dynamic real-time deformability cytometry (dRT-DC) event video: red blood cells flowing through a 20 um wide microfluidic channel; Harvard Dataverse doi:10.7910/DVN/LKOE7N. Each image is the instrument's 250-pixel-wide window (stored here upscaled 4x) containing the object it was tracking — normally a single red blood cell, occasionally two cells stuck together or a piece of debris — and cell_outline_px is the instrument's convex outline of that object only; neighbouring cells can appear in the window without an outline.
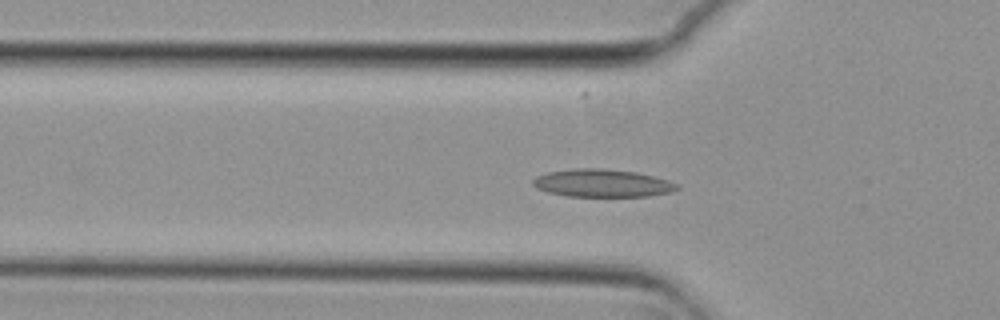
{"species": "common noctule bat (a hibernating species)", "species_latin": "Nyctalus noctula", "temperature_condition": "cold", "stored_images_in_passage": 51, "camera_frame_rate_fps": 3000, "um_per_image_px": 0.085, "animal": {"sex": "female", "body_mass_g": 29.2, "forearm_length_mm": 56.3}, "frame": {"image": 1, "passage_image": 13, "time_ms": 4.0, "image_size_px": [1000, 320], "cell_outline_px": [[680, 188], [672, 192], [648, 196], [568, 196], [548, 192], [536, 188], [532, 184], [532, 180], [536, 176], [548, 172], [576, 168], [600, 168], [636, 172], [668, 180], [680, 184]], "centroid_in_image_um": [51.21, 15.57], "position_along_channel_um": 74.6, "area_um2": 23.35}}
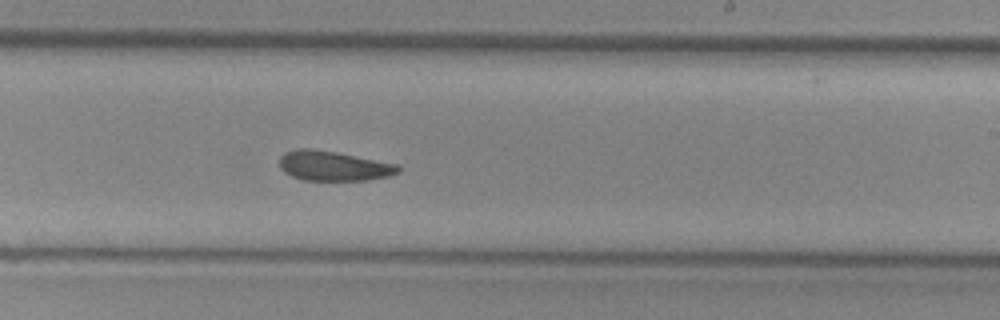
{"frame": {"image": 2, "passage_image": 28, "time_ms": 9.0, "image_size_px": [1000, 320], "cell_outline_px": [[400, 172], [388, 176], [368, 180], [304, 180], [292, 176], [284, 172], [280, 168], [280, 156], [284, 152], [300, 148], [308, 148], [336, 152], [396, 164], [400, 168]], "centroid_in_image_um": [28.32, 14.1], "position_along_channel_um": 260.7, "area_um2": 20.46}}
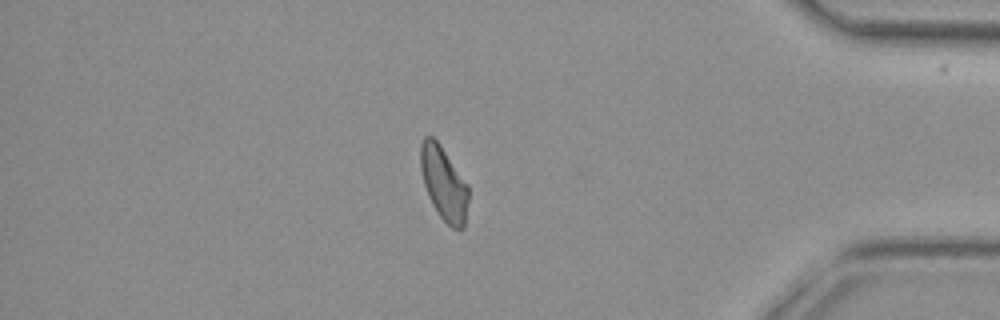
{"frame": {"image": 3, "passage_image": 42, "time_ms": 13.667, "image_size_px": [1000, 320], "cell_outline_px": [[468, 200], [464, 228], [460, 232], [452, 228], [440, 216], [432, 204], [428, 196], [424, 184], [420, 168], [420, 144], [424, 136], [432, 136], [440, 144], [468, 184]], "centroid_in_image_um": [37.72, 15.6], "position_along_channel_um": 397.5, "area_um2": 20.69}, "authors_computed_cell_mechanics": {"area_um2": 21.1548, "velocity_mm_per_s": 3.724, "shape_relaxation_time_tau1_ms": 7.474, "shape_relaxation_time_tau2_ms": null, "deformation_change_tau1": 0.1646, "deformation_change_tau2": null}}